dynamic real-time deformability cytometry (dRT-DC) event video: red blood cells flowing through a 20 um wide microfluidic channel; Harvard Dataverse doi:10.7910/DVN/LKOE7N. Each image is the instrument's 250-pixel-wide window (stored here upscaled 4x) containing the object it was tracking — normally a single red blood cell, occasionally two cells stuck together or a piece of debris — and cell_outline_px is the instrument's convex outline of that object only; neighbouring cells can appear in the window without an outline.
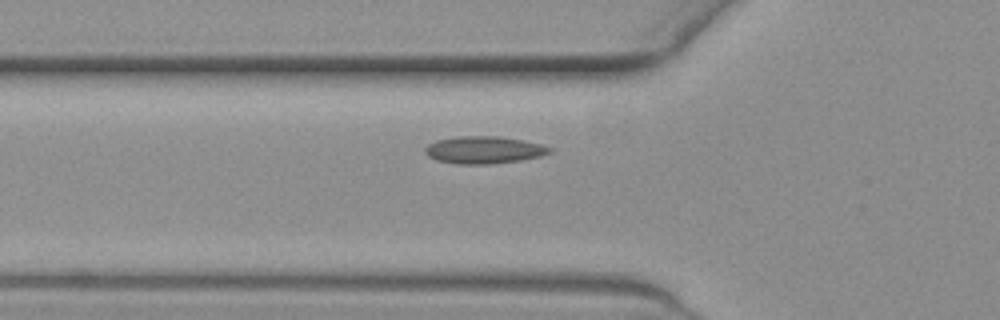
{"species": "common noctule bat (a hibernating species)", "species_latin": "Nyctalus noctula", "temperature_condition": "warm", "stored_images_in_passage": 39, "camera_frame_rate_fps": 3000, "um_per_image_px": 0.085, "animal": {"sex": "female", "body_mass_g": 19.3, "forearm_length_mm": 54.1}, "frame": {"image": 1, "passage_image": 2, "time_ms": 0.333, "image_size_px": [1000, 320], "cell_outline_px": [[552, 152], [540, 156], [520, 160], [488, 164], [456, 164], [436, 160], [428, 156], [424, 152], [424, 148], [428, 144], [436, 140], [456, 136], [500, 136], [540, 144], [552, 148]], "centroid_in_image_um": [41.09, 12.74], "position_along_channel_um": 84.7, "area_um2": 19.83}}
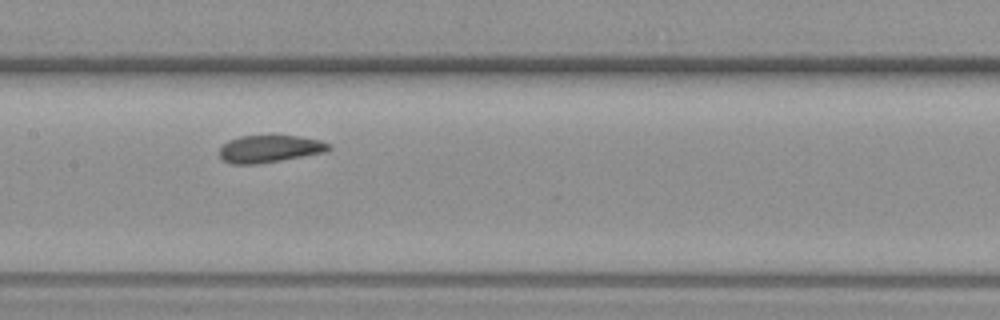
{"frame": {"image": 2, "passage_image": 11, "time_ms": 3.333, "image_size_px": [1000, 320], "cell_outline_px": [[332, 148], [324, 152], [280, 160], [256, 164], [232, 164], [224, 160], [220, 156], [220, 148], [228, 140], [240, 136], [296, 136], [320, 140], [332, 144]], "centroid_in_image_um": [22.93, 12.64], "position_along_channel_um": 184.5, "area_um2": 17.17}}
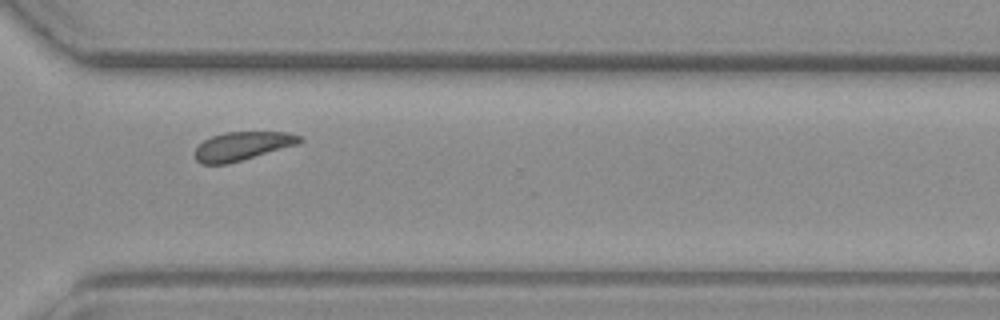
{"frame": {"image": 3, "passage_image": 26, "time_ms": 8.333, "image_size_px": [1000, 320], "cell_outline_px": [[304, 140], [300, 144], [228, 164], [200, 164], [196, 160], [196, 148], [204, 140], [212, 136], [224, 132], [288, 132], [304, 136]], "centroid_in_image_um": [20.67, 12.41], "position_along_channel_um": 349.9, "area_um2": 17.63}}